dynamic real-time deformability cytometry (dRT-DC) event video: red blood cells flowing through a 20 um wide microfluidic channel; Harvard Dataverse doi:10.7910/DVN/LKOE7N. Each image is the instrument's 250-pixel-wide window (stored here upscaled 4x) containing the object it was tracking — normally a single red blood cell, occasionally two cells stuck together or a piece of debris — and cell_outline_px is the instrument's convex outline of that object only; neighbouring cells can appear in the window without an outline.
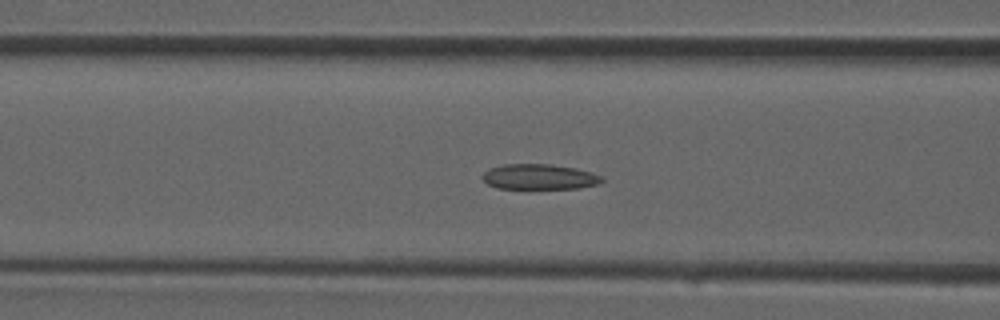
{"species": "common noctule bat (a hibernating species)", "species_latin": "Nyctalus noctula", "temperature_condition": "room temperature", "stored_images_in_passage": 36, "camera_frame_rate_fps": 3000, "um_per_image_px": 0.085, "animal": {"sex": "male", "forearm_length_mm": 52.5}, "frame": {"image": 1, "passage_image": 14, "time_ms": 4.333, "image_size_px": [1000, 320], "cell_outline_px": [[604, 180], [596, 184], [580, 188], [496, 188], [488, 184], [480, 176], [488, 168], [500, 164], [552, 164], [576, 168], [600, 176]], "centroid_in_image_um": [45.77, 15.02], "position_along_channel_um": 120.8, "area_um2": 17.57}}
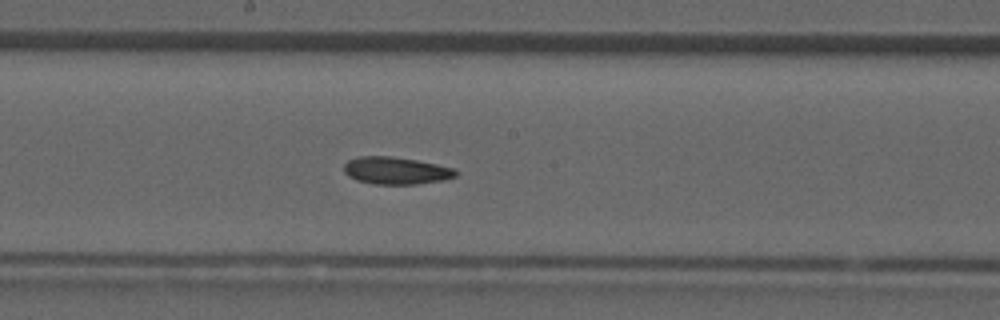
{"frame": {"image": 2, "passage_image": 19, "time_ms": 6.0, "image_size_px": [1000, 320], "cell_outline_px": [[460, 172], [456, 176], [444, 180], [416, 184], [372, 184], [356, 180], [348, 176], [344, 172], [344, 164], [348, 160], [356, 156], [392, 156], [416, 160], [456, 168]], "centroid_in_image_um": [33.67, 14.5], "position_along_channel_um": 214.5, "area_um2": 18.03}}
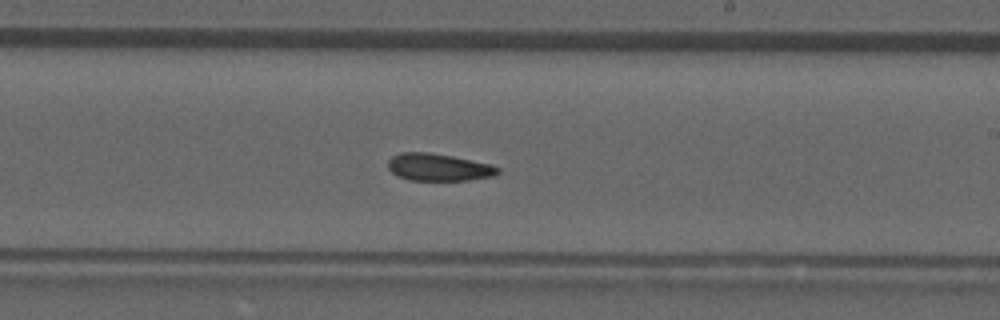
{"frame": {"image": 3, "passage_image": 21, "time_ms": 6.667, "image_size_px": [1000, 320], "cell_outline_px": [[500, 172], [496, 176], [468, 180], [408, 180], [396, 176], [388, 168], [388, 160], [392, 156], [400, 152], [428, 152], [452, 156], [492, 164], [500, 168]], "centroid_in_image_um": [37.29, 14.22], "position_along_channel_um": 251.7, "area_um2": 17.69}}